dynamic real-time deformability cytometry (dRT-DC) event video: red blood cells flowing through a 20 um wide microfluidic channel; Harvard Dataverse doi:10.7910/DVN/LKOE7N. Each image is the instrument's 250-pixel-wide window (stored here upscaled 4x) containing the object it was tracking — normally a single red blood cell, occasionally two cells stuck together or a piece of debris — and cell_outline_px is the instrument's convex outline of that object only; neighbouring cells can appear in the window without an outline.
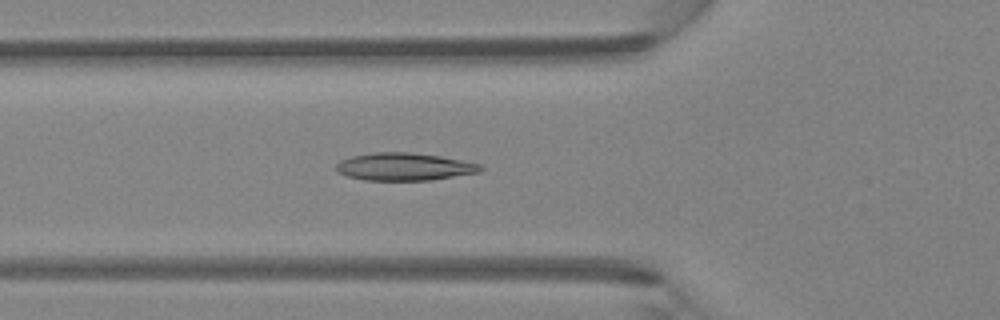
{"species": "Egyptian fruit bat (a non-hibernating species)", "species_latin": "Rousettus aegyptiacus", "temperature_condition": "room temperature", "stored_images_in_passage": 45, "camera_frame_rate_fps": 3000, "um_per_image_px": 0.085, "animal": {"sex": "female"}, "frame": {"image": 1, "passage_image": 16, "time_ms": 5.0, "image_size_px": [1000, 320], "cell_outline_px": [[484, 168], [480, 172], [432, 180], [364, 180], [348, 176], [340, 172], [336, 168], [336, 164], [340, 160], [352, 156], [372, 152], [412, 152], [440, 156], [480, 164]], "centroid_in_image_um": [34.37, 14.16], "position_along_channel_um": 91.4, "area_um2": 23.18}}
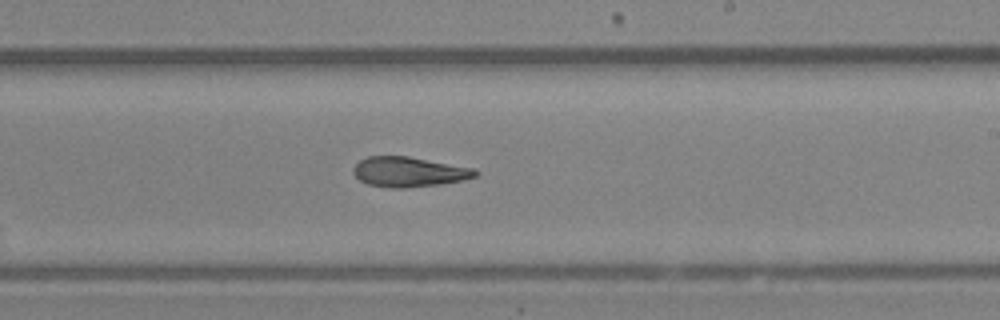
{"frame": {"image": 2, "passage_image": 27, "time_ms": 8.667, "image_size_px": [1000, 320], "cell_outline_px": [[480, 172], [476, 176], [464, 180], [440, 184], [404, 188], [392, 188], [368, 184], [360, 180], [352, 172], [352, 168], [360, 160], [368, 156], [408, 156], [472, 168]], "centroid_in_image_um": [34.74, 14.61], "position_along_channel_um": 254.3, "area_um2": 21.21}}
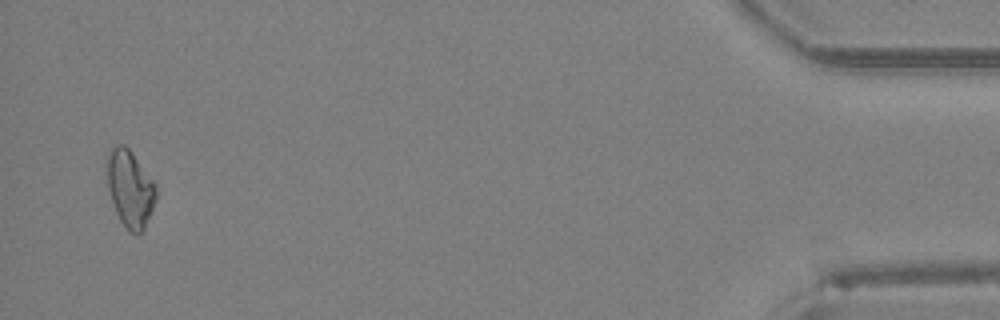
{"frame": {"image": 3, "passage_image": 44, "time_ms": 14.333, "image_size_px": [1000, 320], "cell_outline_px": [[160, 188], [144, 228], [136, 236], [128, 232], [120, 220], [116, 212], [108, 188], [104, 164], [112, 148], [116, 144], [124, 144], [132, 152]], "centroid_in_image_um": [11.06, 16.01], "position_along_channel_um": 424.1, "area_um2": 22.43}}